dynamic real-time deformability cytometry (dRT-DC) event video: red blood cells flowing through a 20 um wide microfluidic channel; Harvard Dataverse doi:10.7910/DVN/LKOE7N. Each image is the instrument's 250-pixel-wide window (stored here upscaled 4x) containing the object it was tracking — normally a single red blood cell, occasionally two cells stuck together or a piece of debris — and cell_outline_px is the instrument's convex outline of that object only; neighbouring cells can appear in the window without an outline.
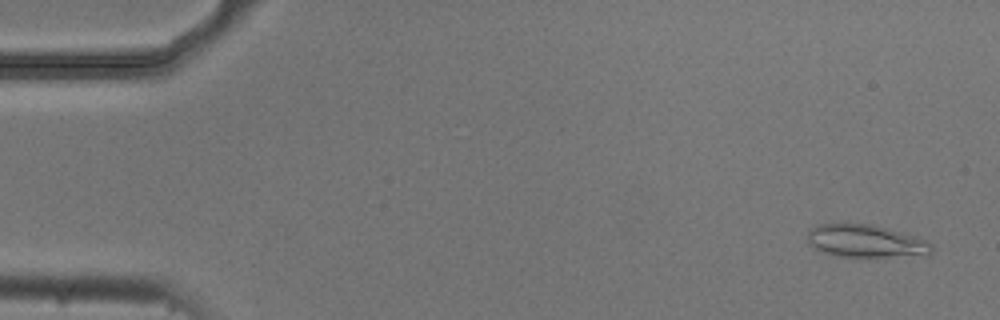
{"species": "common noctule bat (a hibernating species)", "species_latin": "Nyctalus noctula", "temperature_condition": "cold", "stored_images_in_passage": 4, "camera_frame_rate_fps": 3000, "um_per_image_px": 0.085, "animal": {"sex": "male", "body_mass_g": 20.5, "forearm_length_mm": 52.5}, "frame": {"image": 1, "passage_image": 1, "time_ms": 0.0, "image_size_px": [1000, 320], "cell_outline_px": [[932, 252], [928, 256], [840, 256], [824, 252], [816, 248], [808, 240], [808, 232], [816, 224], [872, 224], [904, 232], [928, 240], [932, 244]], "centroid_in_image_um": [73.68, 20.49], "position_along_channel_um": 11.3, "area_um2": 23.58}}